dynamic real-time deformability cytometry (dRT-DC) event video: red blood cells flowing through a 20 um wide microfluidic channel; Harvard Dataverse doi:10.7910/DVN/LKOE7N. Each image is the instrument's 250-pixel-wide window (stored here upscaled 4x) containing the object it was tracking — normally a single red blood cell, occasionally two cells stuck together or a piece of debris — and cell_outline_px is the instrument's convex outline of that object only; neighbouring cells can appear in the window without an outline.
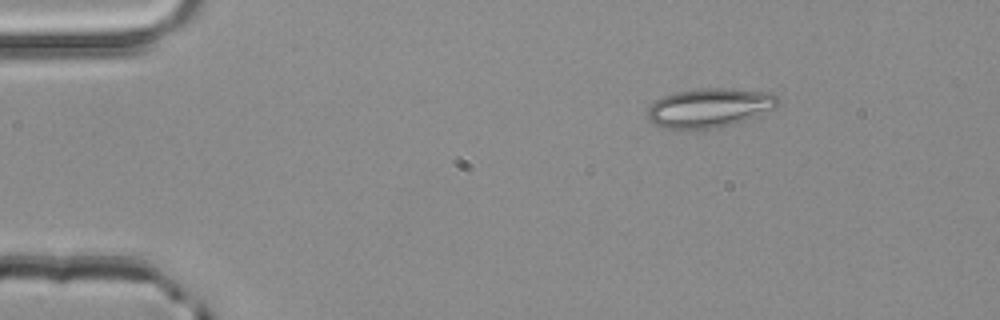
{"species": "common noctule bat (a hibernating species)", "species_latin": "Nyctalus noctula", "temperature_condition": "room temperature", "stored_images_in_passage": 46, "camera_frame_rate_fps": 3000, "um_per_image_px": 0.085, "animal": {"sex": "male", "body_mass_g": 20.4}, "frame": {"image": 1, "passage_image": 2, "time_ms": 0.333, "image_size_px": [1000, 320], "cell_outline_px": [[780, 104], [776, 108], [744, 120], [732, 124], [716, 128], [676, 132], [664, 128], [648, 120], [648, 108], [656, 100], [664, 96], [676, 92], [700, 88], [728, 88], [772, 92], [780, 100]], "centroid_in_image_um": [60.3, 9.19], "position_along_channel_um": 24.7, "area_um2": 30.35}}
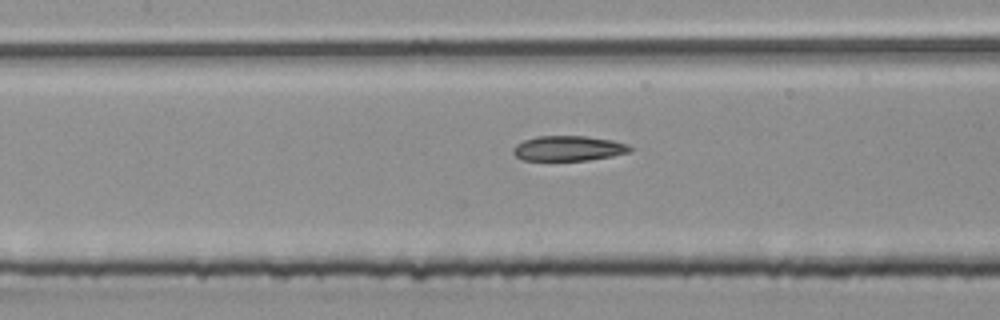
{"frame": {"image": 2, "passage_image": 18, "time_ms": 5.667, "image_size_px": [1000, 320], "cell_outline_px": [[632, 152], [612, 156], [588, 160], [524, 160], [516, 156], [512, 152], [512, 148], [516, 144], [524, 140], [536, 136], [588, 136], [612, 140], [628, 144], [632, 148]], "centroid_in_image_um": [48.33, 12.6], "position_along_channel_um": 159.1, "area_um2": 17.17}}
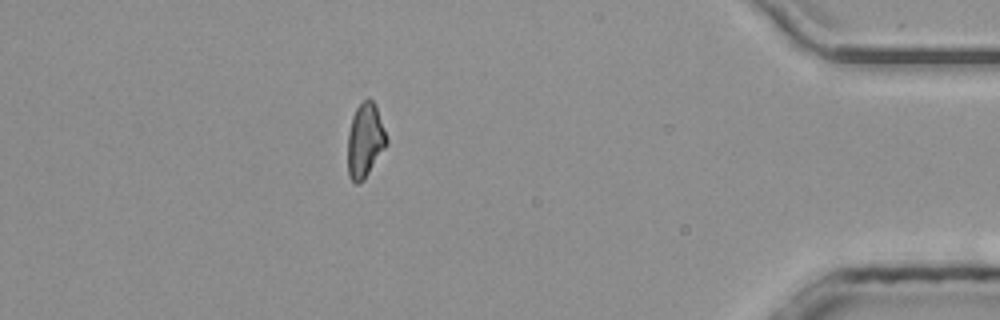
{"frame": {"image": 3, "passage_image": 40, "time_ms": 13.0, "image_size_px": [1000, 320], "cell_outline_px": [[388, 144], [364, 180], [360, 184], [356, 184], [348, 176], [348, 132], [352, 116], [356, 108], [368, 96], [372, 100], [376, 108], [388, 140]], "centroid_in_image_um": [31.02, 11.97], "position_along_channel_um": 404.2, "area_um2": 16.82}, "authors_computed_cell_mechanics": {"area_um2": 17.5712, "velocity_mm_per_s": 4.0004, "shape_relaxation_time_tau1_ms": null, "shape_relaxation_time_tau2_ms": 4.0001, "deformation_change_tau1": null, "deformation_change_tau2": 0.1294}}